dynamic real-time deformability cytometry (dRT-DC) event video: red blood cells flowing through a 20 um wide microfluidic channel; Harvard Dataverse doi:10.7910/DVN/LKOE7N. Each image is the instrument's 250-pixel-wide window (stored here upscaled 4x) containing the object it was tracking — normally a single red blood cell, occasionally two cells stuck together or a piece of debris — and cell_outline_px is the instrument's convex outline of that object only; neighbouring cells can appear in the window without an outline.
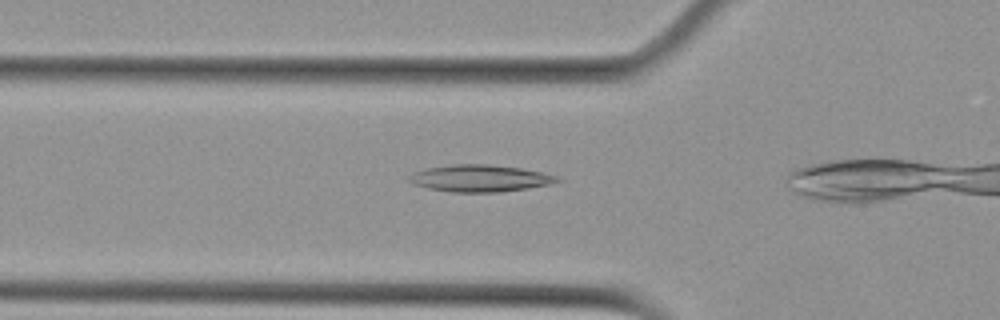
{"species": "Egyptian fruit bat (a non-hibernating species)", "species_latin": "Rousettus aegyptiacus", "temperature_condition": "cold", "stored_images_in_passage": 14, "camera_frame_rate_fps": 3000, "um_per_image_px": 0.085, "animal": {"sex": "female"}, "frame": {"image": 1, "passage_image": 12, "time_ms": 3.667, "image_size_px": [1000, 320], "cell_outline_px": [[564, 180], [552, 184], [528, 188], [500, 192], [452, 192], [428, 188], [412, 184], [408, 180], [408, 176], [412, 172], [428, 168], [452, 164], [488, 164], [520, 168], [560, 176]], "centroid_in_image_um": [40.82, 15.15], "position_along_channel_um": 85.0, "area_um2": 23.41}}